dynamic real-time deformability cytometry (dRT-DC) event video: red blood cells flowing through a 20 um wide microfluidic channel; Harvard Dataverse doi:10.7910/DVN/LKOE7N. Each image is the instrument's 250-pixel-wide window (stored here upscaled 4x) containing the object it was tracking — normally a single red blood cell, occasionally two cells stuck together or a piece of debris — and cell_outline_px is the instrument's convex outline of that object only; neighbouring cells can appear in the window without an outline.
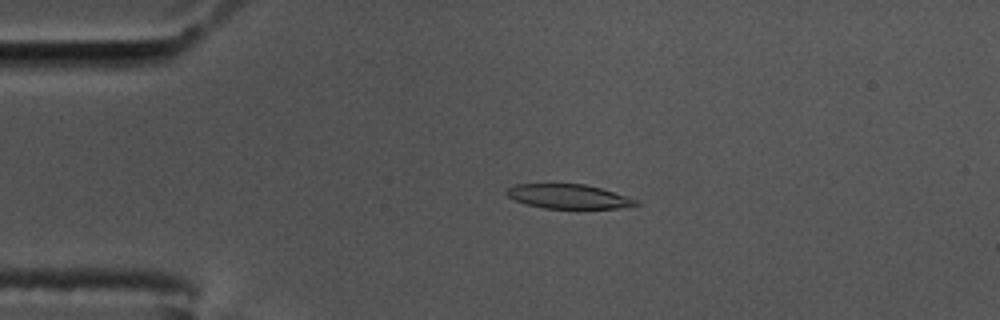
{"species": "common noctule bat (a hibernating species)", "species_latin": "Nyctalus noctula", "temperature_condition": "cold", "stored_images_in_passage": 58, "camera_frame_rate_fps": 3000, "um_per_image_px": 0.085, "animal": {"sex": "male", "body_mass_g": 17.5, "forearm_length_mm": 52.3}, "frame": {"image": 1, "passage_image": 13, "time_ms": 4.0, "image_size_px": [1000, 320], "cell_outline_px": [[640, 204], [616, 208], [544, 208], [524, 204], [508, 196], [504, 192], [508, 188], [516, 184], [584, 184], [600, 188], [640, 200]], "centroid_in_image_um": [48.31, 16.7], "position_along_channel_um": 36.7, "area_um2": 18.21}}
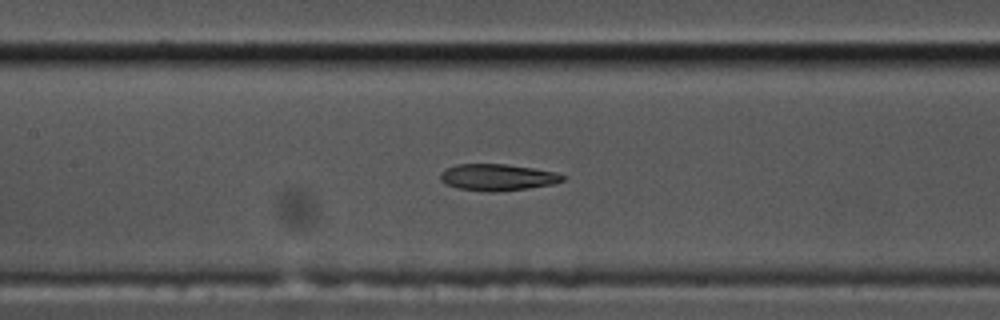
{"frame": {"image": 2, "passage_image": 27, "time_ms": 8.667, "image_size_px": [1000, 320], "cell_outline_px": [[568, 176], [564, 180], [556, 184], [528, 188], [492, 192], [488, 192], [456, 188], [444, 184], [440, 180], [440, 172], [444, 168], [456, 164], [504, 164], [532, 168], [556, 172]], "centroid_in_image_um": [42.27, 15.07], "position_along_channel_um": 165.1, "area_um2": 19.25}}
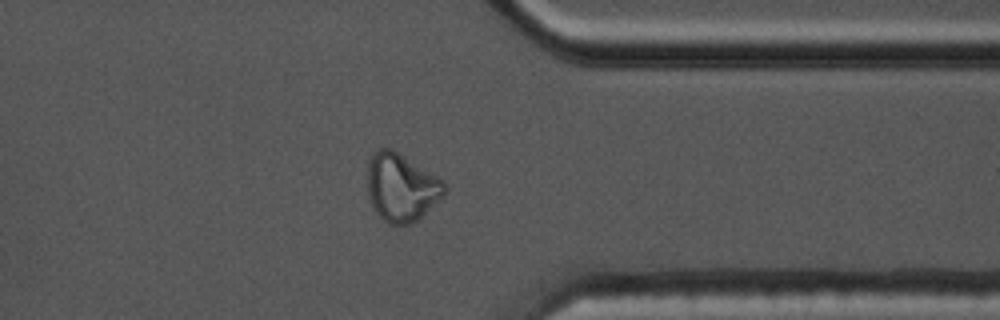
{"frame": {"image": 3, "passage_image": 46, "time_ms": 15.0, "image_size_px": [1000, 320], "cell_outline_px": [[448, 188], [444, 196], [416, 220], [408, 224], [388, 224], [376, 212], [368, 196], [368, 164], [372, 156], [380, 148], [388, 148], [396, 152], [444, 180]], "centroid_in_image_um": [34.14, 15.95], "position_along_channel_um": 377.3, "area_um2": 30.0}, "authors_computed_cell_mechanics": {"area_um2": 19.8543, "velocity_mm_per_s": 3.4492, "shape_relaxation_time_tau1_ms": null, "shape_relaxation_time_tau2_ms": 3.2272, "deformation_change_tau1": null, "deformation_change_tau2": 0.1047}}